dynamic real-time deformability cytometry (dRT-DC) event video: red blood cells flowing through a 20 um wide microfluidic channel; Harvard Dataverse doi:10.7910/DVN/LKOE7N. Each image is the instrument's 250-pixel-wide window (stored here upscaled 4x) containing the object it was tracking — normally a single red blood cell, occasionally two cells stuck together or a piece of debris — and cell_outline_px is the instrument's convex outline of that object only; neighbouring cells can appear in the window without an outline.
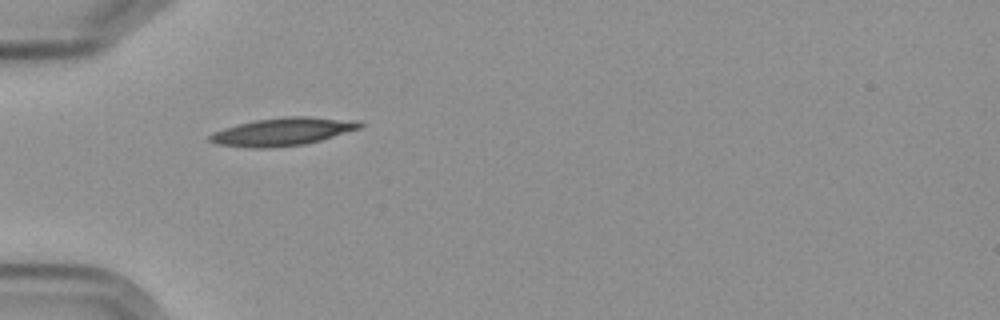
{"species": "Egyptian fruit bat (a non-hibernating species)", "species_latin": "Rousettus aegyptiacus", "temperature_condition": "cold", "stored_images_in_passage": 2, "camera_frame_rate_fps": 3000, "um_per_image_px": 0.085, "frame": {"image": 1, "passage_image": 1, "time_ms": 0.0, "image_size_px": [1000, 320], "cell_outline_px": [[364, 124], [360, 128], [320, 140], [304, 144], [268, 148], [248, 148], [212, 144], [208, 140], [208, 136], [212, 132], [236, 124], [256, 120], [284, 116], [308, 116], [360, 120]], "centroid_in_image_um": [23.98, 11.19], "position_along_channel_um": 61.0, "area_um2": 24.68}}